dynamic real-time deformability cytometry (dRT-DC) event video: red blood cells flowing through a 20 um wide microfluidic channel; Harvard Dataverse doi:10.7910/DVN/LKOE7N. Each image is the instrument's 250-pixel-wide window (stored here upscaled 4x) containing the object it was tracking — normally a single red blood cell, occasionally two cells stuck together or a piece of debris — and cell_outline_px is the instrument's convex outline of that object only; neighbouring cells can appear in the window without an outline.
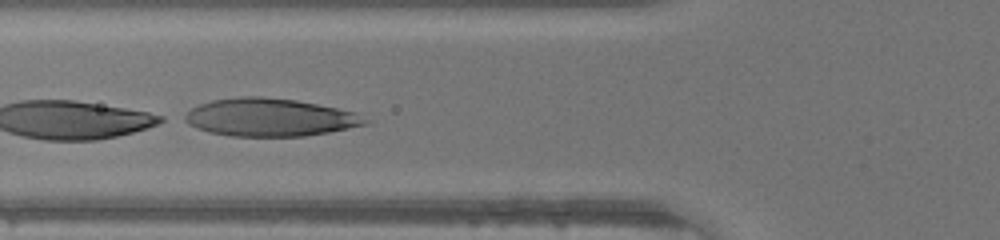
{"species": "human", "species_latin": "Homo sapiens", "temperature_condition": "warm", "stored_images_in_passage": 16, "camera_frame_rate_fps": 3000, "um_per_image_px": 0.085, "donor": {"sex": "male"}, "frame": {"image": 1, "passage_image": 14, "time_ms": 4.333, "image_size_px": [1000, 240], "cell_outline_px": [[372, 120], [368, 124], [328, 132], [304, 136], [232, 136], [208, 132], [196, 128], [180, 120], [180, 116], [192, 108], [200, 104], [212, 100], [240, 96], [260, 96], [296, 100], [356, 112]], "centroid_in_image_um": [22.9, 9.97], "position_along_channel_um": 102.9, "area_um2": 40.11}}